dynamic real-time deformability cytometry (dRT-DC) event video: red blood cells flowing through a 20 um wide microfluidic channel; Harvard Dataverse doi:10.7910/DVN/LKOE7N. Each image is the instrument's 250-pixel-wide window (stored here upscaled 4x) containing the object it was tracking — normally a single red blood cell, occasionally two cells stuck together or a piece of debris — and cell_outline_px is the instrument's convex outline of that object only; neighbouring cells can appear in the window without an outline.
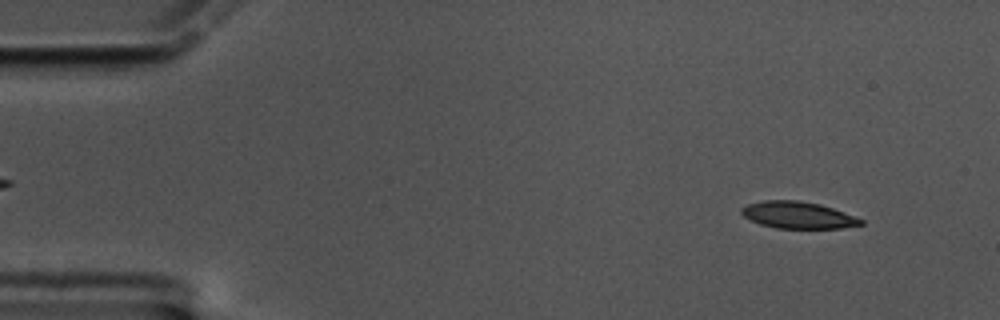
{"species": "common noctule bat (a hibernating species)", "species_latin": "Nyctalus noctula", "temperature_condition": "cold", "stored_images_in_passage": 58, "camera_frame_rate_fps": 3000, "um_per_image_px": 0.085, "animal": {"sex": "male", "body_mass_g": 17.5, "forearm_length_mm": 52.3}, "frame": {"image": 1, "passage_image": 5, "time_ms": 1.333, "image_size_px": [1000, 320], "cell_outline_px": [[864, 224], [840, 228], [776, 228], [760, 224], [744, 216], [740, 212], [740, 208], [748, 204], [764, 200], [800, 200], [820, 204], [832, 208], [864, 220]], "centroid_in_image_um": [67.81, 18.27], "position_along_channel_um": 17.2, "area_um2": 18.55}}
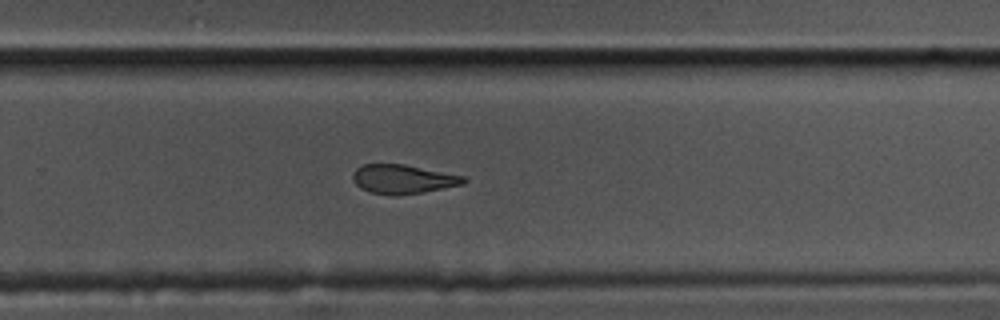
{"frame": {"image": 2, "passage_image": 38, "time_ms": 12.333, "image_size_px": [1000, 320], "cell_outline_px": [[468, 180], [464, 184], [420, 192], [396, 196], [392, 196], [372, 192], [360, 188], [352, 180], [352, 176], [356, 168], [364, 164], [404, 164], [464, 176]], "centroid_in_image_um": [34.23, 15.22], "position_along_channel_um": 295.6, "area_um2": 18.67}}
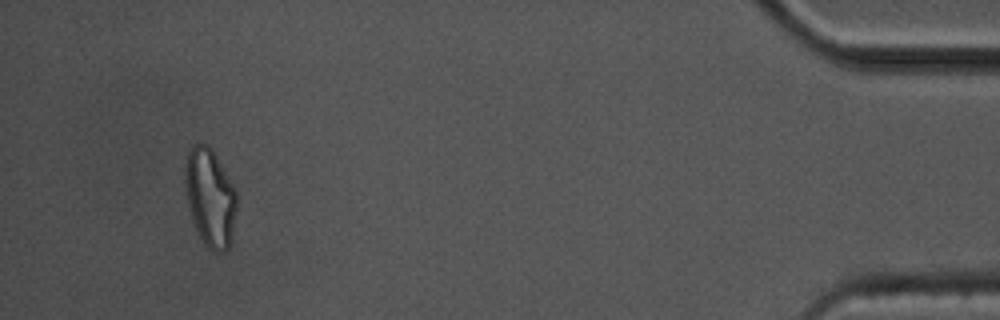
{"frame": {"image": 3, "passage_image": 55, "time_ms": 18.0, "image_size_px": [1000, 320], "cell_outline_px": [[236, 212], [232, 240], [228, 248], [224, 252], [212, 252], [204, 244], [196, 228], [188, 204], [184, 176], [184, 164], [188, 152], [192, 144], [208, 144], [212, 148], [236, 188]], "centroid_in_image_um": [17.87, 16.77], "position_along_channel_um": 417.3, "area_um2": 29.77}, "authors_computed_cell_mechanics": {"area_um2": 19.8832, "velocity_mm_per_s": 3.4078, "shape_relaxation_time_tau1_ms": 8.0785, "shape_relaxation_time_tau2_ms": 4.9827, "deformation_change_tau1": 0.1917, "deformation_change_tau2": 0.1062}}